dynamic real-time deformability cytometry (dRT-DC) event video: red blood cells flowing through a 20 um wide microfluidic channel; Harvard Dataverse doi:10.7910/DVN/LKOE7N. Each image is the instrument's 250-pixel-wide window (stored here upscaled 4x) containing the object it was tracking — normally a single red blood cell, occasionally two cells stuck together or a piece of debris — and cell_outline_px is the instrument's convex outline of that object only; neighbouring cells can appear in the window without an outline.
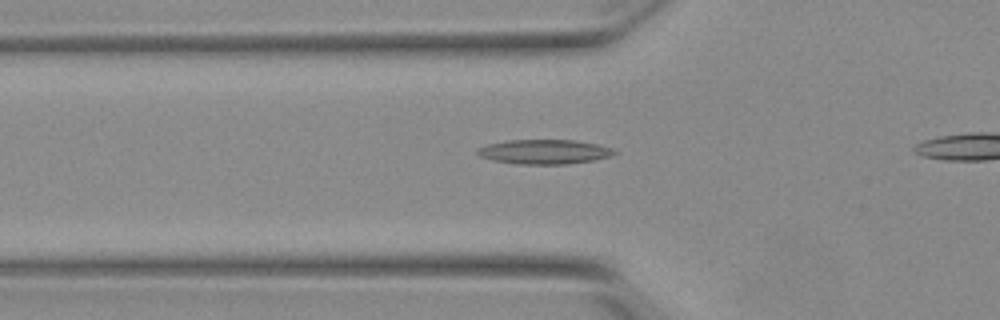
{"species": "Egyptian fruit bat (a non-hibernating species)", "species_latin": "Rousettus aegyptiacus", "temperature_condition": "warm", "stored_images_in_passage": 37, "camera_frame_rate_fps": 3000, "um_per_image_px": 0.085, "animal": {"sex": "female"}, "frame": {"image": 1, "passage_image": 10, "time_ms": 3.0, "image_size_px": [1000, 320], "cell_outline_px": [[616, 152], [608, 156], [596, 160], [568, 164], [520, 164], [492, 160], [480, 156], [476, 152], [476, 148], [488, 144], [508, 140], [576, 140], [596, 144], [612, 148]], "centroid_in_image_um": [46.24, 12.9], "position_along_channel_um": 79.6, "area_um2": 19.48}}
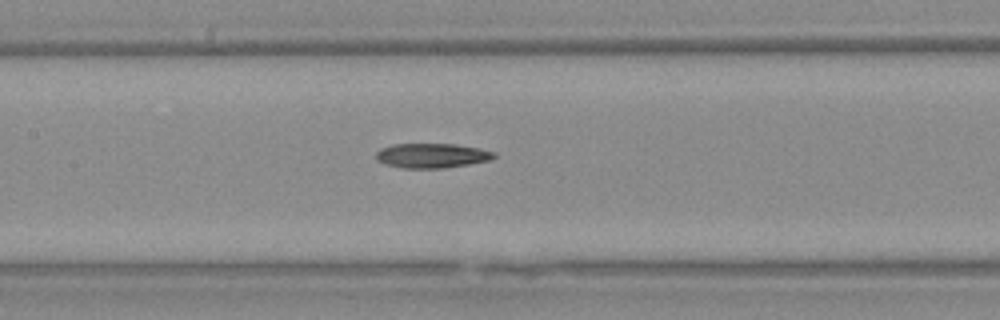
{"frame": {"image": 2, "passage_image": 17, "time_ms": 5.333, "image_size_px": [1000, 320], "cell_outline_px": [[496, 156], [488, 160], [468, 164], [440, 168], [400, 168], [376, 160], [376, 152], [380, 148], [392, 144], [456, 144], [496, 152]], "centroid_in_image_um": [36.67, 13.22], "position_along_channel_um": 170.7, "area_um2": 16.76}}
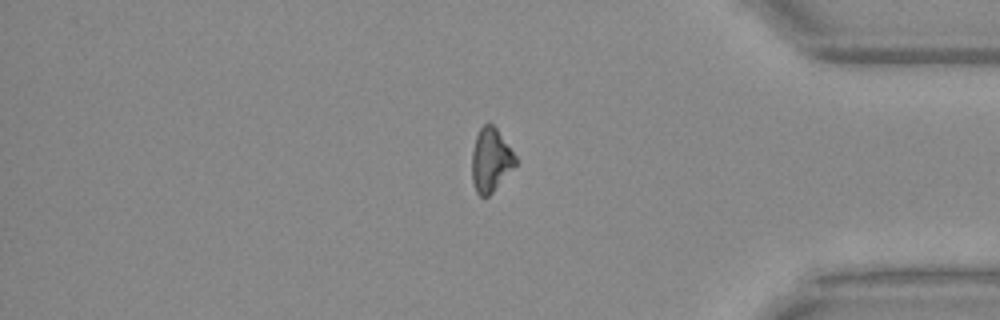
{"frame": {"image": 3, "passage_image": 36, "time_ms": 11.667, "image_size_px": [1000, 320], "cell_outline_px": [[516, 164], [492, 192], [488, 196], [480, 196], [476, 192], [472, 180], [472, 152], [476, 136], [480, 128], [484, 124], [492, 124], [496, 128], [516, 156]], "centroid_in_image_um": [41.69, 13.6], "position_along_channel_um": 393.5, "area_um2": 15.84}}